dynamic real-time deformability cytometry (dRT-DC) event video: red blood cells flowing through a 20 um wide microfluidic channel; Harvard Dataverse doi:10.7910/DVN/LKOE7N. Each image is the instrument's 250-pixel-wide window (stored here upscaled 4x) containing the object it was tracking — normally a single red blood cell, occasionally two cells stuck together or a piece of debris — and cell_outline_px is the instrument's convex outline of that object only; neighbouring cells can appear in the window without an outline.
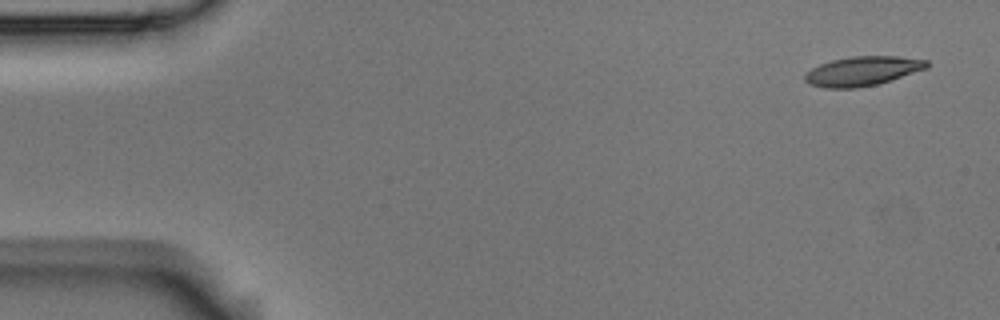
{"species": "Egyptian fruit bat (a non-hibernating species)", "species_latin": "Rousettus aegyptiacus", "temperature_condition": "room temperature", "stored_images_in_passage": 5, "segment_of_instrument_passage": [1, 2], "camera_frame_rate_fps": 3000, "um_per_image_px": 0.085, "animal": {"sex": "male"}, "frame": {"image": 1, "passage_image": 1, "time_ms": 0.0, "image_size_px": [1000, 320], "cell_outline_px": [[928, 68], [880, 84], [856, 88], [824, 88], [808, 84], [804, 80], [804, 76], [812, 68], [820, 64], [832, 60], [852, 56], [896, 56], [928, 60]], "centroid_in_image_um": [73.32, 6.05], "position_along_channel_um": 11.7, "area_um2": 20.98}}
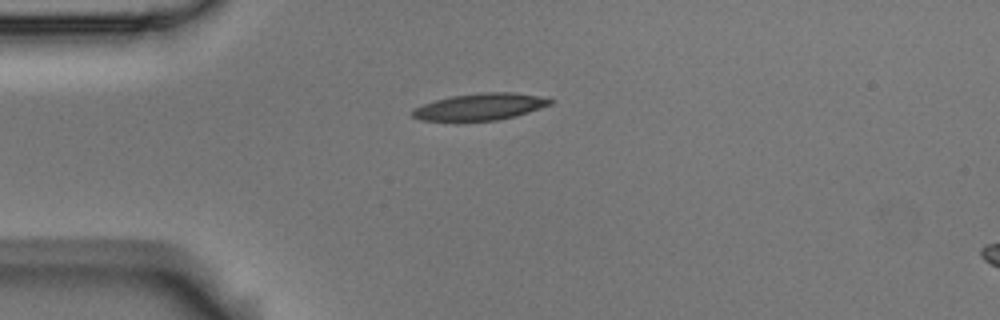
{"frame": {"image": 2, "passage_image": 4, "time_ms": 1.0, "image_size_px": [1000, 320], "cell_outline_px": [[556, 100], [552, 104], [516, 116], [496, 120], [420, 120], [412, 116], [412, 108], [436, 100], [452, 96], [480, 92], [512, 92], [536, 96]], "centroid_in_image_um": [40.82, 9.06], "position_along_channel_um": 44.2, "area_um2": 21.21}}